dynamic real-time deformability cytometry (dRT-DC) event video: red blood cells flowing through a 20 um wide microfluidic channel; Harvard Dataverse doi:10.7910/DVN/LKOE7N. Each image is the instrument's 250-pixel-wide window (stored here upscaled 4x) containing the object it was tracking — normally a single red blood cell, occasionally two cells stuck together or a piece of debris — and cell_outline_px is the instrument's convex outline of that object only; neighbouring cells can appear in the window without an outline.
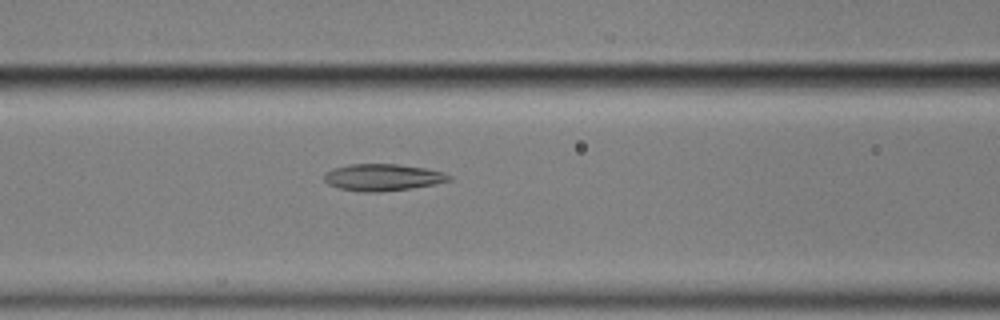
{"species": "common noctule bat (a hibernating species)", "species_latin": "Nyctalus noctula", "temperature_condition": "cold", "stored_images_in_passage": 57, "camera_frame_rate_fps": 3000, "um_per_image_px": 0.085, "animal": {"sex": "male", "body_mass_g": 17.9}, "frame": {"image": 1, "passage_image": 24, "time_ms": 7.667, "image_size_px": [1000, 320], "cell_outline_px": [[452, 180], [436, 184], [412, 188], [380, 192], [364, 192], [340, 188], [328, 184], [324, 180], [324, 172], [332, 168], [348, 164], [396, 164], [424, 168], [444, 172], [452, 176]], "centroid_in_image_um": [32.53, 15.07], "position_along_channel_um": 134.1, "area_um2": 19.65}}
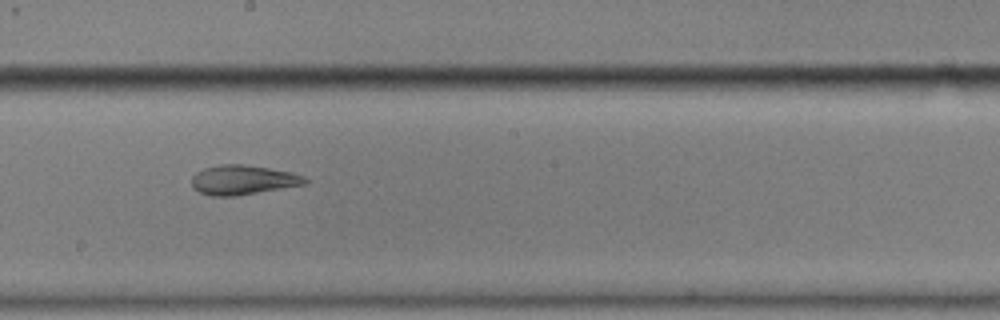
{"frame": {"image": 2, "passage_image": 32, "time_ms": 10.333, "image_size_px": [1000, 320], "cell_outline_px": [[308, 184], [236, 196], [212, 196], [200, 192], [192, 188], [192, 176], [196, 172], [204, 168], [220, 164], [244, 164], [292, 172], [304, 176], [308, 180]], "centroid_in_image_um": [20.66, 15.29], "position_along_channel_um": 227.5, "area_um2": 19.65}}
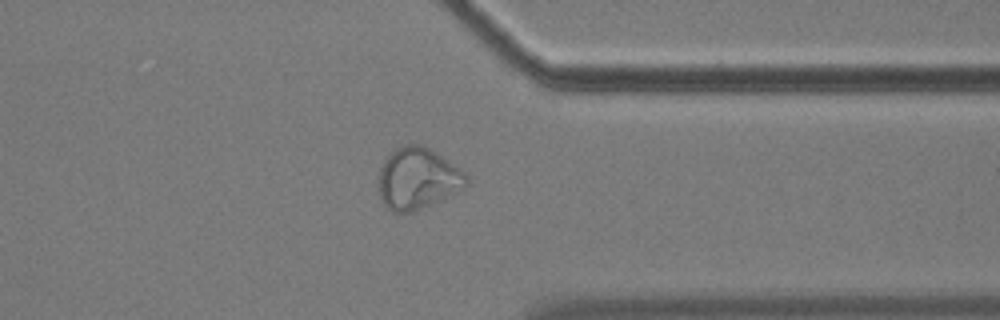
{"frame": {"image": 3, "passage_image": 45, "time_ms": 14.667, "image_size_px": [1000, 320], "cell_outline_px": [[468, 184], [464, 188], [452, 196], [412, 212], [392, 212], [380, 200], [380, 168], [384, 160], [396, 148], [404, 144], [420, 144], [436, 152], [460, 168], [468, 176]], "centroid_in_image_um": [35.54, 15.18], "position_along_channel_um": 375.9, "area_um2": 31.5}, "authors_computed_cell_mechanics": {"area_um2": 21.675, "velocity_mm_per_s": 3.5053, "shape_relaxation_time_tau1_ms": null, "shape_relaxation_time_tau2_ms": 1.9069, "deformation_change_tau1": null, "deformation_change_tau2": 0.0903}}